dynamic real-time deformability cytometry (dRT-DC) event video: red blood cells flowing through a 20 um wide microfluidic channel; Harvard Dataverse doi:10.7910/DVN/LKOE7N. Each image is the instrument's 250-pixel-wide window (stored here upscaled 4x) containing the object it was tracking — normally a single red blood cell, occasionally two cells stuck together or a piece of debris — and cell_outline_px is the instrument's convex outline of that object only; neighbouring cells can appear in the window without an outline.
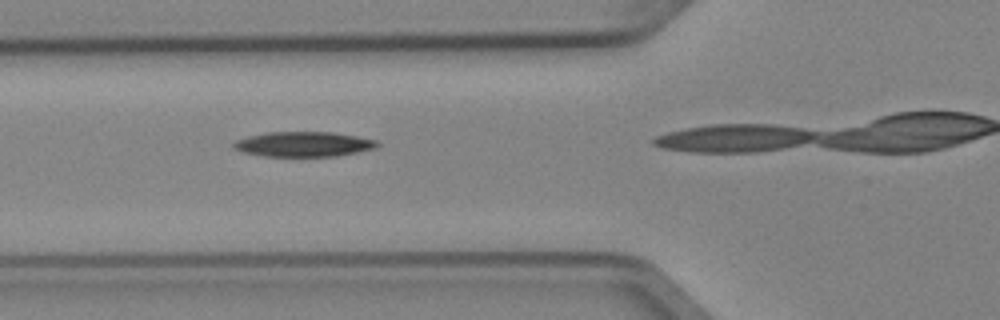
{"species": "Egyptian fruit bat (a non-hibernating species)", "species_latin": "Rousettus aegyptiacus", "temperature_condition": "cold", "stored_images_in_passage": 6, "camera_frame_rate_fps": 3000, "um_per_image_px": 0.085, "animal": {"sex": "female"}, "frame": {"image": 1, "passage_image": 3, "time_ms": 0.667, "image_size_px": [1000, 320], "cell_outline_px": [[380, 144], [376, 148], [336, 156], [264, 156], [244, 152], [232, 148], [232, 144], [236, 140], [248, 136], [268, 132], [332, 132], [356, 136], [376, 140]], "centroid_in_image_um": [25.79, 12.25], "position_along_channel_um": 100.0, "area_um2": 20.81}}